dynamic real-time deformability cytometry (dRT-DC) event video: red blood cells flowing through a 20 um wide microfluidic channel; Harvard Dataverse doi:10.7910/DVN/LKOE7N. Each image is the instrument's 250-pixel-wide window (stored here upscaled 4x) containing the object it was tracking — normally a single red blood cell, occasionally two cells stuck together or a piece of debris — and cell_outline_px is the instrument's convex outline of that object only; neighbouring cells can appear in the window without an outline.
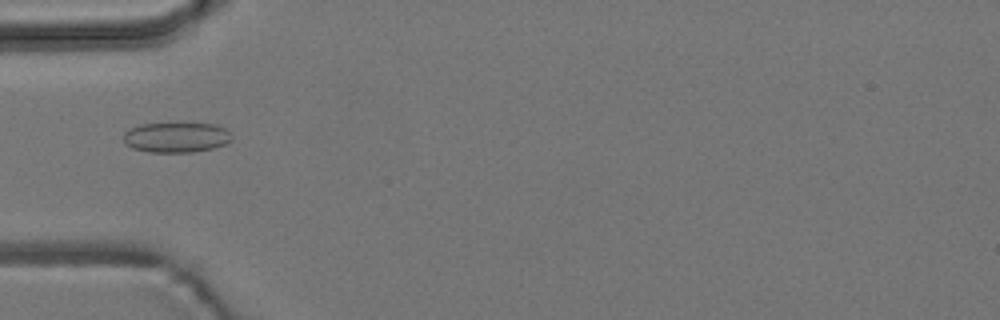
{"species": "common noctule bat (a hibernating species)", "species_latin": "Nyctalus noctula", "temperature_condition": "room temperature", "stored_images_in_passage": 5, "camera_frame_rate_fps": 3000, "um_per_image_px": 0.085, "animal": {"sex": "male", "body_mass_g": 19.2, "forearm_length_mm": 51.8}, "frame": {"image": 1, "passage_image": 5, "time_ms": 5.0, "image_size_px": [1000, 320], "cell_outline_px": [[232, 140], [224, 144], [212, 148], [192, 152], [148, 152], [132, 148], [124, 144], [124, 132], [128, 128], [140, 124], [216, 124], [224, 128], [232, 136]], "centroid_in_image_um": [14.94, 11.68], "position_along_channel_um": 70.1, "area_um2": 18.96}}